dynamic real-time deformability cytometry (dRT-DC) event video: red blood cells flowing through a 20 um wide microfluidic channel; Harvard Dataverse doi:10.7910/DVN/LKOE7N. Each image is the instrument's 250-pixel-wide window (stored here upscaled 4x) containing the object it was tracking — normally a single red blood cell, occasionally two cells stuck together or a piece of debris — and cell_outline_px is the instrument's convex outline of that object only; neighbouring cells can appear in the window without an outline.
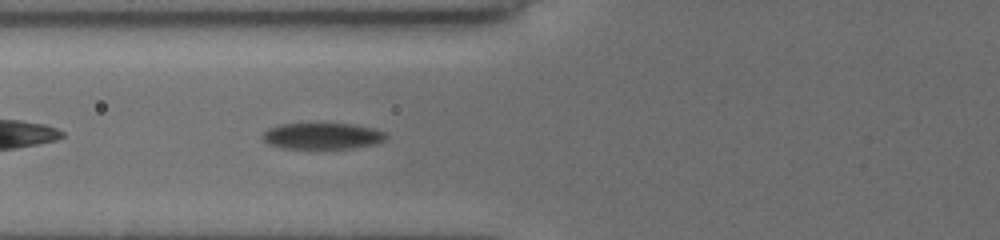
{"species": "common noctule bat (a hibernating species)", "species_latin": "Nyctalus noctula", "temperature_condition": "cold", "stored_images_in_passage": 31, "camera_frame_rate_fps": 3000, "um_per_image_px": 0.085, "animal": {"sex": "female", "body_mass_g": 19.5, "forearm_length_mm": 54.1}, "frame": {"image": 1, "passage_image": 5, "time_ms": 1.333, "image_size_px": [1000, 240], "cell_outline_px": [[384, 140], [376, 144], [352, 148], [284, 148], [268, 144], [264, 140], [264, 132], [268, 128], [280, 124], [352, 124], [372, 128], [384, 132]], "centroid_in_image_um": [27.38, 11.56], "position_along_channel_um": 98.4, "area_um2": 18.55}}
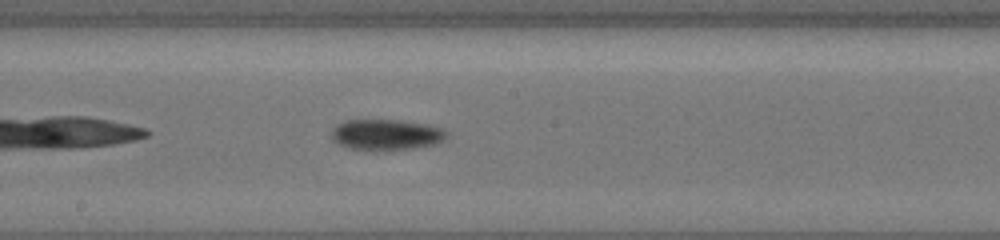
{"frame": {"image": 2, "passage_image": 14, "time_ms": 4.333, "image_size_px": [1000, 240], "cell_outline_px": [[444, 136], [440, 140], [432, 144], [412, 148], [372, 152], [348, 148], [332, 140], [332, 128], [344, 120], [400, 120], [424, 124], [440, 128], [444, 132]], "centroid_in_image_um": [32.7, 11.46], "position_along_channel_um": 215.5, "area_um2": 20.52}}
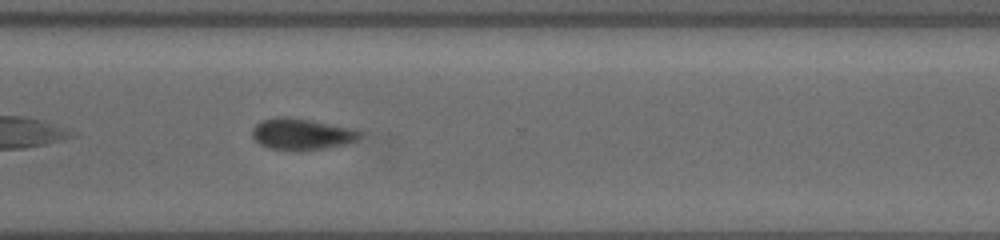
{"frame": {"image": 3, "passage_image": 24, "time_ms": 7.667, "image_size_px": [1000, 240], "cell_outline_px": [[360, 136], [356, 140], [344, 144], [324, 148], [272, 148], [260, 144], [252, 136], [252, 128], [256, 124], [264, 120], [280, 116], [284, 116], [312, 120], [352, 128], [360, 132]], "centroid_in_image_um": [25.63, 11.35], "position_along_channel_um": 345.0, "area_um2": 18.84}, "authors_computed_cell_mechanics": {"area_um2": 19.7098, "velocity_mm_per_s": 3.893, "shape_relaxation_time_tau1_ms": 0.8193, "shape_relaxation_time_tau2_ms": null, "deformation_change_tau1": 0.0723, "deformation_change_tau2": null}}